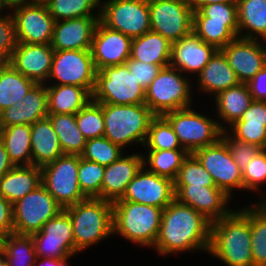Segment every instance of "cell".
<instances>
[{
    "instance_id": "cell-1",
    "label": "cell",
    "mask_w": 266,
    "mask_h": 266,
    "mask_svg": "<svg viewBox=\"0 0 266 266\" xmlns=\"http://www.w3.org/2000/svg\"><path fill=\"white\" fill-rule=\"evenodd\" d=\"M211 221L176 198L163 209L154 249L161 255L203 250L210 245Z\"/></svg>"
},
{
    "instance_id": "cell-2",
    "label": "cell",
    "mask_w": 266,
    "mask_h": 266,
    "mask_svg": "<svg viewBox=\"0 0 266 266\" xmlns=\"http://www.w3.org/2000/svg\"><path fill=\"white\" fill-rule=\"evenodd\" d=\"M208 253L227 266H254L250 206L232 210L227 216L211 223Z\"/></svg>"
},
{
    "instance_id": "cell-3",
    "label": "cell",
    "mask_w": 266,
    "mask_h": 266,
    "mask_svg": "<svg viewBox=\"0 0 266 266\" xmlns=\"http://www.w3.org/2000/svg\"><path fill=\"white\" fill-rule=\"evenodd\" d=\"M63 210L72 222L76 253L113 235L112 202L87 198Z\"/></svg>"
},
{
    "instance_id": "cell-4",
    "label": "cell",
    "mask_w": 266,
    "mask_h": 266,
    "mask_svg": "<svg viewBox=\"0 0 266 266\" xmlns=\"http://www.w3.org/2000/svg\"><path fill=\"white\" fill-rule=\"evenodd\" d=\"M113 204V235L132 243L154 247L162 220L163 208L130 201Z\"/></svg>"
},
{
    "instance_id": "cell-5",
    "label": "cell",
    "mask_w": 266,
    "mask_h": 266,
    "mask_svg": "<svg viewBox=\"0 0 266 266\" xmlns=\"http://www.w3.org/2000/svg\"><path fill=\"white\" fill-rule=\"evenodd\" d=\"M103 116V136L122 149L135 142L144 146L151 121L156 117L146 104L108 103H103Z\"/></svg>"
},
{
    "instance_id": "cell-6",
    "label": "cell",
    "mask_w": 266,
    "mask_h": 266,
    "mask_svg": "<svg viewBox=\"0 0 266 266\" xmlns=\"http://www.w3.org/2000/svg\"><path fill=\"white\" fill-rule=\"evenodd\" d=\"M180 70L167 66L145 90V104L156 116L191 107V81Z\"/></svg>"
},
{
    "instance_id": "cell-7",
    "label": "cell",
    "mask_w": 266,
    "mask_h": 266,
    "mask_svg": "<svg viewBox=\"0 0 266 266\" xmlns=\"http://www.w3.org/2000/svg\"><path fill=\"white\" fill-rule=\"evenodd\" d=\"M163 117L170 123L181 146L189 153L217 143L222 130H229L214 119L203 116L191 107L168 112Z\"/></svg>"
},
{
    "instance_id": "cell-8",
    "label": "cell",
    "mask_w": 266,
    "mask_h": 266,
    "mask_svg": "<svg viewBox=\"0 0 266 266\" xmlns=\"http://www.w3.org/2000/svg\"><path fill=\"white\" fill-rule=\"evenodd\" d=\"M92 100L114 105L145 104V89L138 84L126 63L108 66L96 73Z\"/></svg>"
},
{
    "instance_id": "cell-9",
    "label": "cell",
    "mask_w": 266,
    "mask_h": 266,
    "mask_svg": "<svg viewBox=\"0 0 266 266\" xmlns=\"http://www.w3.org/2000/svg\"><path fill=\"white\" fill-rule=\"evenodd\" d=\"M79 155L63 154L41 167V185L63 207L87 199L78 180Z\"/></svg>"
},
{
    "instance_id": "cell-10",
    "label": "cell",
    "mask_w": 266,
    "mask_h": 266,
    "mask_svg": "<svg viewBox=\"0 0 266 266\" xmlns=\"http://www.w3.org/2000/svg\"><path fill=\"white\" fill-rule=\"evenodd\" d=\"M99 21L132 39L142 36L151 31L148 0L103 1Z\"/></svg>"
},
{
    "instance_id": "cell-11",
    "label": "cell",
    "mask_w": 266,
    "mask_h": 266,
    "mask_svg": "<svg viewBox=\"0 0 266 266\" xmlns=\"http://www.w3.org/2000/svg\"><path fill=\"white\" fill-rule=\"evenodd\" d=\"M151 31L171 43L193 33L194 10L189 0H148Z\"/></svg>"
},
{
    "instance_id": "cell-12",
    "label": "cell",
    "mask_w": 266,
    "mask_h": 266,
    "mask_svg": "<svg viewBox=\"0 0 266 266\" xmlns=\"http://www.w3.org/2000/svg\"><path fill=\"white\" fill-rule=\"evenodd\" d=\"M64 208L40 185L12 204L14 233L32 235Z\"/></svg>"
},
{
    "instance_id": "cell-13",
    "label": "cell",
    "mask_w": 266,
    "mask_h": 266,
    "mask_svg": "<svg viewBox=\"0 0 266 266\" xmlns=\"http://www.w3.org/2000/svg\"><path fill=\"white\" fill-rule=\"evenodd\" d=\"M97 70L90 50H55L48 79L55 85H75L93 93Z\"/></svg>"
},
{
    "instance_id": "cell-14",
    "label": "cell",
    "mask_w": 266,
    "mask_h": 266,
    "mask_svg": "<svg viewBox=\"0 0 266 266\" xmlns=\"http://www.w3.org/2000/svg\"><path fill=\"white\" fill-rule=\"evenodd\" d=\"M193 154L211 174L215 186L227 196L231 198L232 190L243 189L242 172L222 139L213 145L196 150Z\"/></svg>"
},
{
    "instance_id": "cell-15",
    "label": "cell",
    "mask_w": 266,
    "mask_h": 266,
    "mask_svg": "<svg viewBox=\"0 0 266 266\" xmlns=\"http://www.w3.org/2000/svg\"><path fill=\"white\" fill-rule=\"evenodd\" d=\"M31 236L38 258L49 257L63 260L77 254L72 222L64 210L48 220L40 231L33 233Z\"/></svg>"
},
{
    "instance_id": "cell-16",
    "label": "cell",
    "mask_w": 266,
    "mask_h": 266,
    "mask_svg": "<svg viewBox=\"0 0 266 266\" xmlns=\"http://www.w3.org/2000/svg\"><path fill=\"white\" fill-rule=\"evenodd\" d=\"M174 199L173 181L152 173L142 166L127 185L122 198L117 201H130L164 209Z\"/></svg>"
},
{
    "instance_id": "cell-17",
    "label": "cell",
    "mask_w": 266,
    "mask_h": 266,
    "mask_svg": "<svg viewBox=\"0 0 266 266\" xmlns=\"http://www.w3.org/2000/svg\"><path fill=\"white\" fill-rule=\"evenodd\" d=\"M18 43L51 44L55 19L47 5H24L13 9Z\"/></svg>"
},
{
    "instance_id": "cell-18",
    "label": "cell",
    "mask_w": 266,
    "mask_h": 266,
    "mask_svg": "<svg viewBox=\"0 0 266 266\" xmlns=\"http://www.w3.org/2000/svg\"><path fill=\"white\" fill-rule=\"evenodd\" d=\"M131 43L132 38L106 27L99 21L90 49L96 70L124 64L130 58Z\"/></svg>"
},
{
    "instance_id": "cell-19",
    "label": "cell",
    "mask_w": 266,
    "mask_h": 266,
    "mask_svg": "<svg viewBox=\"0 0 266 266\" xmlns=\"http://www.w3.org/2000/svg\"><path fill=\"white\" fill-rule=\"evenodd\" d=\"M221 51L240 83H248L266 65V47L260 39L237 37Z\"/></svg>"
},
{
    "instance_id": "cell-20",
    "label": "cell",
    "mask_w": 266,
    "mask_h": 266,
    "mask_svg": "<svg viewBox=\"0 0 266 266\" xmlns=\"http://www.w3.org/2000/svg\"><path fill=\"white\" fill-rule=\"evenodd\" d=\"M174 191L179 202L202 213L211 222L232 211L227 207L230 197L218 187L174 185Z\"/></svg>"
},
{
    "instance_id": "cell-21",
    "label": "cell",
    "mask_w": 266,
    "mask_h": 266,
    "mask_svg": "<svg viewBox=\"0 0 266 266\" xmlns=\"http://www.w3.org/2000/svg\"><path fill=\"white\" fill-rule=\"evenodd\" d=\"M54 51L50 44L17 43L9 63L36 84H48Z\"/></svg>"
},
{
    "instance_id": "cell-22",
    "label": "cell",
    "mask_w": 266,
    "mask_h": 266,
    "mask_svg": "<svg viewBox=\"0 0 266 266\" xmlns=\"http://www.w3.org/2000/svg\"><path fill=\"white\" fill-rule=\"evenodd\" d=\"M100 17L56 21L51 46L54 50H90Z\"/></svg>"
},
{
    "instance_id": "cell-23",
    "label": "cell",
    "mask_w": 266,
    "mask_h": 266,
    "mask_svg": "<svg viewBox=\"0 0 266 266\" xmlns=\"http://www.w3.org/2000/svg\"><path fill=\"white\" fill-rule=\"evenodd\" d=\"M143 166L142 154L121 155L116 161L105 166L101 186V199L115 202L122 198L127 185Z\"/></svg>"
},
{
    "instance_id": "cell-24",
    "label": "cell",
    "mask_w": 266,
    "mask_h": 266,
    "mask_svg": "<svg viewBox=\"0 0 266 266\" xmlns=\"http://www.w3.org/2000/svg\"><path fill=\"white\" fill-rule=\"evenodd\" d=\"M217 49L203 42L194 33L172 43L170 66L182 73H197L202 71Z\"/></svg>"
},
{
    "instance_id": "cell-25",
    "label": "cell",
    "mask_w": 266,
    "mask_h": 266,
    "mask_svg": "<svg viewBox=\"0 0 266 266\" xmlns=\"http://www.w3.org/2000/svg\"><path fill=\"white\" fill-rule=\"evenodd\" d=\"M230 128L236 139L266 149V101L253 100Z\"/></svg>"
},
{
    "instance_id": "cell-26",
    "label": "cell",
    "mask_w": 266,
    "mask_h": 266,
    "mask_svg": "<svg viewBox=\"0 0 266 266\" xmlns=\"http://www.w3.org/2000/svg\"><path fill=\"white\" fill-rule=\"evenodd\" d=\"M32 165L42 167L63 155L59 139L49 117L31 125Z\"/></svg>"
},
{
    "instance_id": "cell-27",
    "label": "cell",
    "mask_w": 266,
    "mask_h": 266,
    "mask_svg": "<svg viewBox=\"0 0 266 266\" xmlns=\"http://www.w3.org/2000/svg\"><path fill=\"white\" fill-rule=\"evenodd\" d=\"M199 90L216 96L220 91L240 83L234 70L230 67L225 54L217 50L210 61L198 74Z\"/></svg>"
},
{
    "instance_id": "cell-28",
    "label": "cell",
    "mask_w": 266,
    "mask_h": 266,
    "mask_svg": "<svg viewBox=\"0 0 266 266\" xmlns=\"http://www.w3.org/2000/svg\"><path fill=\"white\" fill-rule=\"evenodd\" d=\"M40 185L41 167L14 166L0 178V195L14 204Z\"/></svg>"
},
{
    "instance_id": "cell-29",
    "label": "cell",
    "mask_w": 266,
    "mask_h": 266,
    "mask_svg": "<svg viewBox=\"0 0 266 266\" xmlns=\"http://www.w3.org/2000/svg\"><path fill=\"white\" fill-rule=\"evenodd\" d=\"M171 50L172 43L168 39L150 31L132 39L130 58L164 68L170 65Z\"/></svg>"
},
{
    "instance_id": "cell-30",
    "label": "cell",
    "mask_w": 266,
    "mask_h": 266,
    "mask_svg": "<svg viewBox=\"0 0 266 266\" xmlns=\"http://www.w3.org/2000/svg\"><path fill=\"white\" fill-rule=\"evenodd\" d=\"M48 114H76L92 100V94L75 85H46Z\"/></svg>"
},
{
    "instance_id": "cell-31",
    "label": "cell",
    "mask_w": 266,
    "mask_h": 266,
    "mask_svg": "<svg viewBox=\"0 0 266 266\" xmlns=\"http://www.w3.org/2000/svg\"><path fill=\"white\" fill-rule=\"evenodd\" d=\"M237 15L238 37L266 42V0H238Z\"/></svg>"
},
{
    "instance_id": "cell-32",
    "label": "cell",
    "mask_w": 266,
    "mask_h": 266,
    "mask_svg": "<svg viewBox=\"0 0 266 266\" xmlns=\"http://www.w3.org/2000/svg\"><path fill=\"white\" fill-rule=\"evenodd\" d=\"M253 101L247 83H239L215 96L218 117L229 127L238 121Z\"/></svg>"
},
{
    "instance_id": "cell-33",
    "label": "cell",
    "mask_w": 266,
    "mask_h": 266,
    "mask_svg": "<svg viewBox=\"0 0 266 266\" xmlns=\"http://www.w3.org/2000/svg\"><path fill=\"white\" fill-rule=\"evenodd\" d=\"M0 140L14 166L32 165L31 125L0 127Z\"/></svg>"
},
{
    "instance_id": "cell-34",
    "label": "cell",
    "mask_w": 266,
    "mask_h": 266,
    "mask_svg": "<svg viewBox=\"0 0 266 266\" xmlns=\"http://www.w3.org/2000/svg\"><path fill=\"white\" fill-rule=\"evenodd\" d=\"M238 22L209 21V17H193V33L203 42L222 50L238 37Z\"/></svg>"
},
{
    "instance_id": "cell-35",
    "label": "cell",
    "mask_w": 266,
    "mask_h": 266,
    "mask_svg": "<svg viewBox=\"0 0 266 266\" xmlns=\"http://www.w3.org/2000/svg\"><path fill=\"white\" fill-rule=\"evenodd\" d=\"M62 152L64 154L81 155L84 151L87 139L83 136L76 121L75 114H48Z\"/></svg>"
},
{
    "instance_id": "cell-36",
    "label": "cell",
    "mask_w": 266,
    "mask_h": 266,
    "mask_svg": "<svg viewBox=\"0 0 266 266\" xmlns=\"http://www.w3.org/2000/svg\"><path fill=\"white\" fill-rule=\"evenodd\" d=\"M36 83L24 77L10 63L0 66V112L15 105Z\"/></svg>"
},
{
    "instance_id": "cell-37",
    "label": "cell",
    "mask_w": 266,
    "mask_h": 266,
    "mask_svg": "<svg viewBox=\"0 0 266 266\" xmlns=\"http://www.w3.org/2000/svg\"><path fill=\"white\" fill-rule=\"evenodd\" d=\"M188 155L185 149H148V157L143 155V166H150L148 171L174 181Z\"/></svg>"
},
{
    "instance_id": "cell-38",
    "label": "cell",
    "mask_w": 266,
    "mask_h": 266,
    "mask_svg": "<svg viewBox=\"0 0 266 266\" xmlns=\"http://www.w3.org/2000/svg\"><path fill=\"white\" fill-rule=\"evenodd\" d=\"M259 199L250 205L251 248L253 265L266 266V198Z\"/></svg>"
},
{
    "instance_id": "cell-39",
    "label": "cell",
    "mask_w": 266,
    "mask_h": 266,
    "mask_svg": "<svg viewBox=\"0 0 266 266\" xmlns=\"http://www.w3.org/2000/svg\"><path fill=\"white\" fill-rule=\"evenodd\" d=\"M3 250L7 266H34L36 252L31 235L10 233L5 237Z\"/></svg>"
},
{
    "instance_id": "cell-40",
    "label": "cell",
    "mask_w": 266,
    "mask_h": 266,
    "mask_svg": "<svg viewBox=\"0 0 266 266\" xmlns=\"http://www.w3.org/2000/svg\"><path fill=\"white\" fill-rule=\"evenodd\" d=\"M100 1L103 0H51L47 8L55 21L79 17H100ZM97 7L98 10L95 11ZM92 10L97 15L93 14Z\"/></svg>"
},
{
    "instance_id": "cell-41",
    "label": "cell",
    "mask_w": 266,
    "mask_h": 266,
    "mask_svg": "<svg viewBox=\"0 0 266 266\" xmlns=\"http://www.w3.org/2000/svg\"><path fill=\"white\" fill-rule=\"evenodd\" d=\"M143 147L147 149H184L170 123L163 116H156L150 124Z\"/></svg>"
},
{
    "instance_id": "cell-42",
    "label": "cell",
    "mask_w": 266,
    "mask_h": 266,
    "mask_svg": "<svg viewBox=\"0 0 266 266\" xmlns=\"http://www.w3.org/2000/svg\"><path fill=\"white\" fill-rule=\"evenodd\" d=\"M75 115L78 128L87 140L104 135L103 103L91 100Z\"/></svg>"
},
{
    "instance_id": "cell-43",
    "label": "cell",
    "mask_w": 266,
    "mask_h": 266,
    "mask_svg": "<svg viewBox=\"0 0 266 266\" xmlns=\"http://www.w3.org/2000/svg\"><path fill=\"white\" fill-rule=\"evenodd\" d=\"M123 149L105 136L88 139L85 144L81 158L98 163L103 166H108L116 161L122 154Z\"/></svg>"
},
{
    "instance_id": "cell-44",
    "label": "cell",
    "mask_w": 266,
    "mask_h": 266,
    "mask_svg": "<svg viewBox=\"0 0 266 266\" xmlns=\"http://www.w3.org/2000/svg\"><path fill=\"white\" fill-rule=\"evenodd\" d=\"M105 166L87 161L79 155L78 180L82 193L87 198L101 199V186Z\"/></svg>"
},
{
    "instance_id": "cell-45",
    "label": "cell",
    "mask_w": 266,
    "mask_h": 266,
    "mask_svg": "<svg viewBox=\"0 0 266 266\" xmlns=\"http://www.w3.org/2000/svg\"><path fill=\"white\" fill-rule=\"evenodd\" d=\"M174 185L216 187L211 174L206 171L194 154H189L179 169Z\"/></svg>"
},
{
    "instance_id": "cell-46",
    "label": "cell",
    "mask_w": 266,
    "mask_h": 266,
    "mask_svg": "<svg viewBox=\"0 0 266 266\" xmlns=\"http://www.w3.org/2000/svg\"><path fill=\"white\" fill-rule=\"evenodd\" d=\"M25 124L33 125L37 120L48 117V93L46 84H35L22 98Z\"/></svg>"
},
{
    "instance_id": "cell-47",
    "label": "cell",
    "mask_w": 266,
    "mask_h": 266,
    "mask_svg": "<svg viewBox=\"0 0 266 266\" xmlns=\"http://www.w3.org/2000/svg\"><path fill=\"white\" fill-rule=\"evenodd\" d=\"M243 191L261 189V184L266 181V149H261L242 172ZM258 188V189H257Z\"/></svg>"
},
{
    "instance_id": "cell-48",
    "label": "cell",
    "mask_w": 266,
    "mask_h": 266,
    "mask_svg": "<svg viewBox=\"0 0 266 266\" xmlns=\"http://www.w3.org/2000/svg\"><path fill=\"white\" fill-rule=\"evenodd\" d=\"M228 130H222L221 139L226 143L232 155L234 162L239 166L243 172L251 159L261 150L260 147L240 141L227 133Z\"/></svg>"
},
{
    "instance_id": "cell-49",
    "label": "cell",
    "mask_w": 266,
    "mask_h": 266,
    "mask_svg": "<svg viewBox=\"0 0 266 266\" xmlns=\"http://www.w3.org/2000/svg\"><path fill=\"white\" fill-rule=\"evenodd\" d=\"M193 17H209V21L238 22L237 3H212L194 10Z\"/></svg>"
},
{
    "instance_id": "cell-50",
    "label": "cell",
    "mask_w": 266,
    "mask_h": 266,
    "mask_svg": "<svg viewBox=\"0 0 266 266\" xmlns=\"http://www.w3.org/2000/svg\"><path fill=\"white\" fill-rule=\"evenodd\" d=\"M17 43L15 23L12 14L0 16V51L9 60Z\"/></svg>"
},
{
    "instance_id": "cell-51",
    "label": "cell",
    "mask_w": 266,
    "mask_h": 266,
    "mask_svg": "<svg viewBox=\"0 0 266 266\" xmlns=\"http://www.w3.org/2000/svg\"><path fill=\"white\" fill-rule=\"evenodd\" d=\"M125 63L127 64L129 71L133 74L138 84L145 90L162 69V67L159 65L148 64L131 58H129Z\"/></svg>"
},
{
    "instance_id": "cell-52",
    "label": "cell",
    "mask_w": 266,
    "mask_h": 266,
    "mask_svg": "<svg viewBox=\"0 0 266 266\" xmlns=\"http://www.w3.org/2000/svg\"><path fill=\"white\" fill-rule=\"evenodd\" d=\"M25 124V111L22 101H18L2 112H0V127H10L13 125Z\"/></svg>"
},
{
    "instance_id": "cell-53",
    "label": "cell",
    "mask_w": 266,
    "mask_h": 266,
    "mask_svg": "<svg viewBox=\"0 0 266 266\" xmlns=\"http://www.w3.org/2000/svg\"><path fill=\"white\" fill-rule=\"evenodd\" d=\"M253 100L266 101V65L247 83Z\"/></svg>"
},
{
    "instance_id": "cell-54",
    "label": "cell",
    "mask_w": 266,
    "mask_h": 266,
    "mask_svg": "<svg viewBox=\"0 0 266 266\" xmlns=\"http://www.w3.org/2000/svg\"><path fill=\"white\" fill-rule=\"evenodd\" d=\"M0 231L6 236L14 232L12 204L0 195Z\"/></svg>"
},
{
    "instance_id": "cell-55",
    "label": "cell",
    "mask_w": 266,
    "mask_h": 266,
    "mask_svg": "<svg viewBox=\"0 0 266 266\" xmlns=\"http://www.w3.org/2000/svg\"><path fill=\"white\" fill-rule=\"evenodd\" d=\"M14 167L10 161L3 142L0 140V178Z\"/></svg>"
},
{
    "instance_id": "cell-56",
    "label": "cell",
    "mask_w": 266,
    "mask_h": 266,
    "mask_svg": "<svg viewBox=\"0 0 266 266\" xmlns=\"http://www.w3.org/2000/svg\"><path fill=\"white\" fill-rule=\"evenodd\" d=\"M238 0H189L193 10H199L202 6L212 3H237Z\"/></svg>"
},
{
    "instance_id": "cell-57",
    "label": "cell",
    "mask_w": 266,
    "mask_h": 266,
    "mask_svg": "<svg viewBox=\"0 0 266 266\" xmlns=\"http://www.w3.org/2000/svg\"><path fill=\"white\" fill-rule=\"evenodd\" d=\"M40 262H38L39 260ZM61 259L58 258H49V257H36L34 266H58V264L61 262ZM37 262V263H36Z\"/></svg>"
},
{
    "instance_id": "cell-58",
    "label": "cell",
    "mask_w": 266,
    "mask_h": 266,
    "mask_svg": "<svg viewBox=\"0 0 266 266\" xmlns=\"http://www.w3.org/2000/svg\"><path fill=\"white\" fill-rule=\"evenodd\" d=\"M4 9L16 8L19 6L30 5V0H1Z\"/></svg>"
},
{
    "instance_id": "cell-59",
    "label": "cell",
    "mask_w": 266,
    "mask_h": 266,
    "mask_svg": "<svg viewBox=\"0 0 266 266\" xmlns=\"http://www.w3.org/2000/svg\"><path fill=\"white\" fill-rule=\"evenodd\" d=\"M0 266H7L6 255L3 249L0 250Z\"/></svg>"
},
{
    "instance_id": "cell-60",
    "label": "cell",
    "mask_w": 266,
    "mask_h": 266,
    "mask_svg": "<svg viewBox=\"0 0 266 266\" xmlns=\"http://www.w3.org/2000/svg\"><path fill=\"white\" fill-rule=\"evenodd\" d=\"M9 64V59L0 51V66Z\"/></svg>"
},
{
    "instance_id": "cell-61",
    "label": "cell",
    "mask_w": 266,
    "mask_h": 266,
    "mask_svg": "<svg viewBox=\"0 0 266 266\" xmlns=\"http://www.w3.org/2000/svg\"><path fill=\"white\" fill-rule=\"evenodd\" d=\"M51 0H30L33 5H47Z\"/></svg>"
},
{
    "instance_id": "cell-62",
    "label": "cell",
    "mask_w": 266,
    "mask_h": 266,
    "mask_svg": "<svg viewBox=\"0 0 266 266\" xmlns=\"http://www.w3.org/2000/svg\"><path fill=\"white\" fill-rule=\"evenodd\" d=\"M5 237L6 235L0 231V250L3 249Z\"/></svg>"
},
{
    "instance_id": "cell-63",
    "label": "cell",
    "mask_w": 266,
    "mask_h": 266,
    "mask_svg": "<svg viewBox=\"0 0 266 266\" xmlns=\"http://www.w3.org/2000/svg\"><path fill=\"white\" fill-rule=\"evenodd\" d=\"M67 260H69V258H65V259H63L59 264H58V266H68V261Z\"/></svg>"
},
{
    "instance_id": "cell-64",
    "label": "cell",
    "mask_w": 266,
    "mask_h": 266,
    "mask_svg": "<svg viewBox=\"0 0 266 266\" xmlns=\"http://www.w3.org/2000/svg\"><path fill=\"white\" fill-rule=\"evenodd\" d=\"M2 9H3V6H2L1 1H0V13H1ZM0 16H1V14H0Z\"/></svg>"
}]
</instances>
